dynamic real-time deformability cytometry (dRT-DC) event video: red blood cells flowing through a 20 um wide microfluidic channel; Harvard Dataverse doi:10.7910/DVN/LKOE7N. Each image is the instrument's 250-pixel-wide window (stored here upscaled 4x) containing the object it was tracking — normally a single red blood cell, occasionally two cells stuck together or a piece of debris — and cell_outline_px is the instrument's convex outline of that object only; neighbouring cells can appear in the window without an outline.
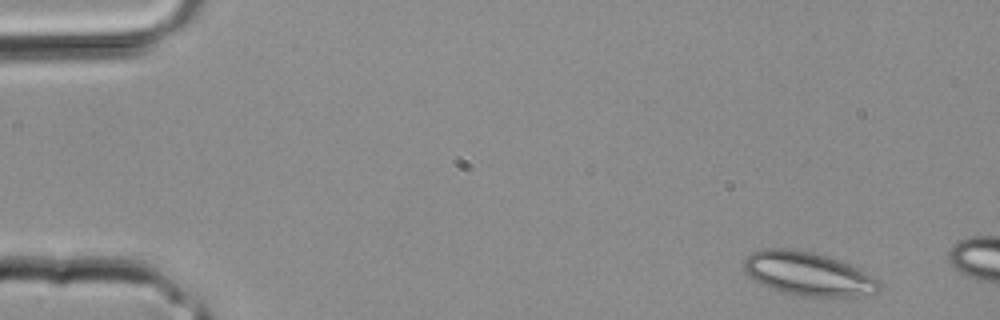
{"species": "common noctule bat (a hibernating species)", "species_latin": "Nyctalus noctula", "temperature_condition": "room temperature", "stored_images_in_passage": 2, "camera_frame_rate_fps": 3000, "um_per_image_px": 0.085, "animal": {"sex": "male", "body_mass_g": 20.4}, "frame": {"image": 1, "passage_image": 1, "time_ms": 0.0, "image_size_px": [1000, 320], "cell_outline_px": [[880, 288], [876, 292], [852, 296], [800, 296], [784, 292], [760, 284], [748, 276], [744, 272], [744, 260], [752, 252], [768, 248], [792, 248], [812, 252], [840, 260], [880, 280]], "centroid_in_image_um": [68.64, 23.26], "position_along_channel_um": 16.4, "area_um2": 34.04}}